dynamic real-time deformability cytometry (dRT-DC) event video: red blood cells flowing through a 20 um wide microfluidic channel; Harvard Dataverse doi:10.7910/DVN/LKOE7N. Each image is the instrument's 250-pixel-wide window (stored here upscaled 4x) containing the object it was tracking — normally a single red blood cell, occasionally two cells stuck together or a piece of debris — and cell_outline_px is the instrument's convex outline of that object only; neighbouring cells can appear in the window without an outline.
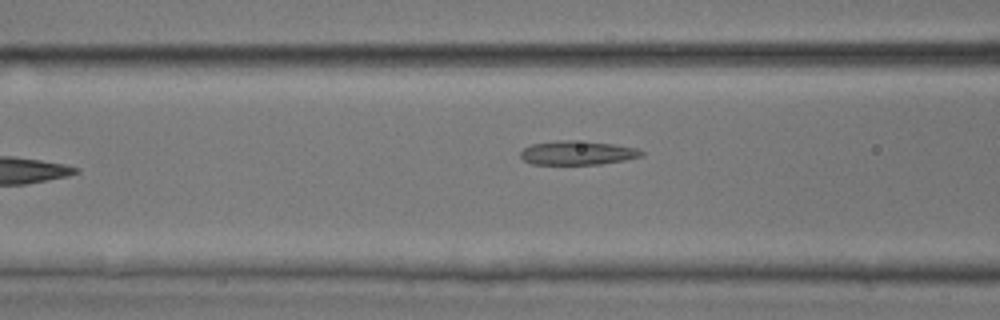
{"species": "common noctule bat (a hibernating species)", "species_latin": "Nyctalus noctula", "temperature_condition": "room temperature", "stored_images_in_passage": 6, "camera_frame_rate_fps": 3000, "um_per_image_px": 0.085, "animal": {"sex": "male", "body_mass_g": 17.9, "forearm_length_mm": 54.2}, "frame": {"image": 1, "passage_image": 6, "time_ms": 1.667, "image_size_px": [1000, 320], "cell_outline_px": [[644, 156], [624, 160], [600, 164], [532, 164], [524, 160], [520, 156], [520, 152], [524, 148], [532, 144], [556, 140], [572, 140], [612, 144], [636, 148], [644, 152]], "centroid_in_image_um": [49.07, 12.99], "position_along_channel_um": 117.5, "area_um2": 16.82}}